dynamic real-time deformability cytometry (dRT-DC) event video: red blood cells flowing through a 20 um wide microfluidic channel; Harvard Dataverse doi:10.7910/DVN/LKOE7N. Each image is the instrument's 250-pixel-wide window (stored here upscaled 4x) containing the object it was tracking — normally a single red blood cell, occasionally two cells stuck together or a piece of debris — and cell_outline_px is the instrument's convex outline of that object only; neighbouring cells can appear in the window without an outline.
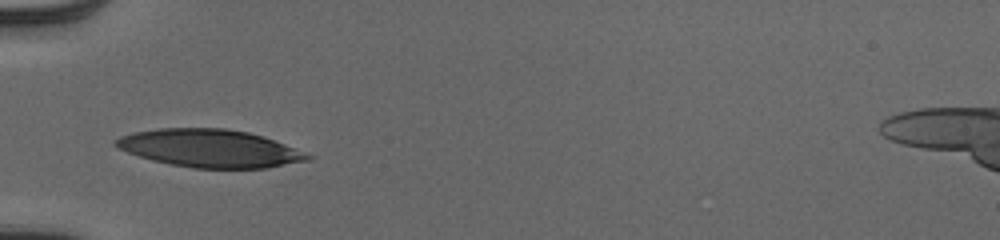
{"species": "human", "species_latin": "Homo sapiens", "temperature_condition": "cold", "stored_images_in_passage": 34, "camera_frame_rate_fps": 3000, "um_per_image_px": 0.085, "donor": {"sex": "male"}, "frame": {"image": 1, "passage_image": 1, "time_ms": 0.0, "image_size_px": [1000, 240], "cell_outline_px": [[316, 156], [308, 160], [268, 168], [192, 168], [152, 160], [116, 148], [112, 144], [112, 140], [120, 136], [136, 132], [160, 128], [224, 128], [248, 132], [264, 136]], "centroid_in_image_um": [17.84, 12.61], "position_along_channel_um": 67.2, "area_um2": 42.37}}
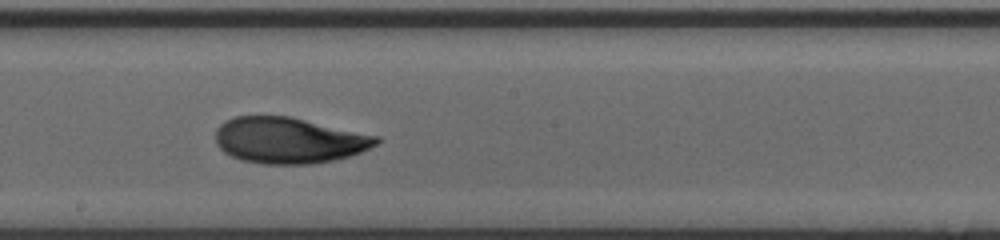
{"frame": {"image": 2, "passage_image": 13, "time_ms": 4.0, "image_size_px": [1000, 240], "cell_outline_px": [[380, 140], [376, 144], [360, 152], [348, 156], [332, 160], [312, 164], [264, 164], [240, 160], [224, 152], [216, 144], [216, 128], [224, 120], [236, 116], [288, 116], [380, 136]], "centroid_in_image_um": [24.52, 11.92], "position_along_channel_um": 223.7, "area_um2": 43.06}}
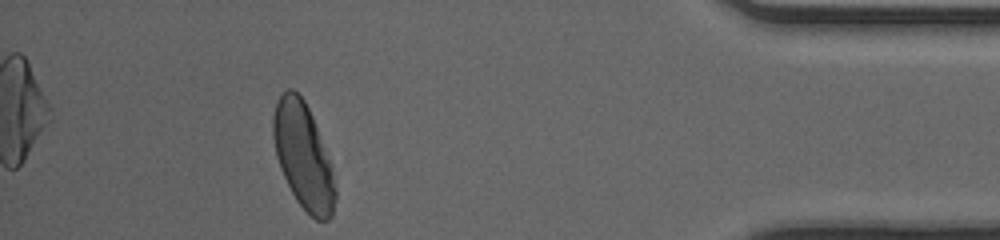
{"frame": {"image": 3, "passage_image": 30, "time_ms": 9.667, "image_size_px": [1000, 240], "cell_outline_px": [[336, 200], [332, 216], [328, 220], [316, 220], [296, 200], [280, 168], [276, 156], [272, 136], [272, 116], [276, 104], [280, 96], [288, 88], [292, 88], [304, 100], [312, 116], [332, 164], [336, 188]], "centroid_in_image_um": [25.79, 13.27], "position_along_channel_um": 409.4, "area_um2": 38.26}, "authors_computed_cell_mechanics": {"area_um2": 42.3385, "velocity_mm_per_s": 4.0174, "shape_relaxation_time_tau1_ms": 5.1131, "shape_relaxation_time_tau2_ms": 1.3505, "deformation_change_tau1": 0.2025, "deformation_change_tau2": 0.0623}}